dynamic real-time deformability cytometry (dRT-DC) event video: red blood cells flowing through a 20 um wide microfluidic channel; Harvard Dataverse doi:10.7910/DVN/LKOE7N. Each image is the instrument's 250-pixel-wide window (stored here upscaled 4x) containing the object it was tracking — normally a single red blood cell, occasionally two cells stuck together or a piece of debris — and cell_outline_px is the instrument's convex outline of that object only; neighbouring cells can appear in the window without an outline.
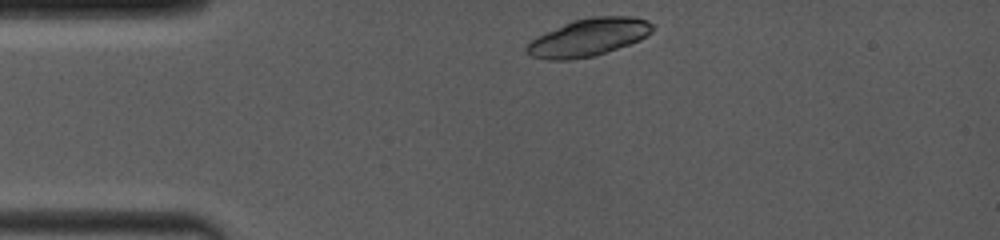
{"species": "common noctule bat (a hibernating species)", "species_latin": "Nyctalus noctula", "temperature_condition": "room temperature", "stored_images_in_passage": 5, "camera_frame_rate_fps": 4000, "um_per_image_px": 0.085, "animal": {"sex": "female", "body_mass_g": 19.0, "forearm_length_mm": 53.3}, "frame": {"image": 1, "passage_image": 1, "time_ms": 0.0, "image_size_px": [1000, 240], "cell_outline_px": [[652, 32], [640, 40], [596, 56], [568, 60], [548, 60], [532, 56], [524, 48], [536, 36], [572, 20], [592, 16], [632, 16], [648, 20], [652, 24]], "centroid_in_image_um": [50.03, 3.17], "position_along_channel_um": 35.0, "area_um2": 27.63}}